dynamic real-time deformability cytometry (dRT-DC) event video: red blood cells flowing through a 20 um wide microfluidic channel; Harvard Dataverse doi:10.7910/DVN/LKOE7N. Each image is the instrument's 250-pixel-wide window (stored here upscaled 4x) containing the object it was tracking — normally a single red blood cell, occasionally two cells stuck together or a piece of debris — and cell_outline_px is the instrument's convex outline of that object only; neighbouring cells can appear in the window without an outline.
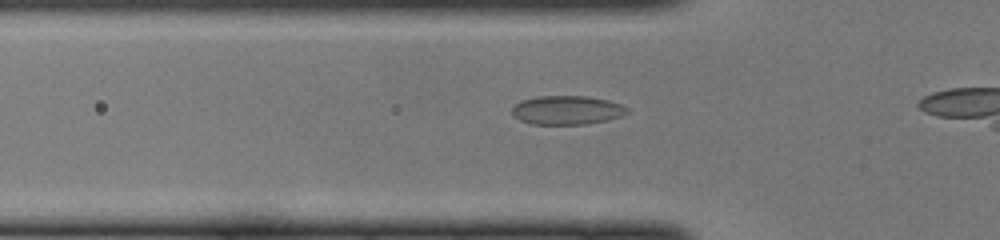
{"species": "common noctule bat (a hibernating species)", "species_latin": "Nyctalus noctula", "temperature_condition": "cold", "stored_images_in_passage": 13, "camera_frame_rate_fps": 3000, "um_per_image_px": 0.085, "animal": {"sex": "female", "body_mass_g": 22.0, "forearm_length_mm": 56.7}, "frame": {"image": 1, "passage_image": 8, "time_ms": 2.333, "image_size_px": [1000, 240], "cell_outline_px": [[628, 112], [620, 116], [608, 120], [588, 124], [532, 124], [520, 120], [512, 116], [512, 108], [520, 100], [536, 96], [588, 96], [608, 100], [620, 104], [628, 108]], "centroid_in_image_um": [48.17, 9.36], "position_along_channel_um": 77.6, "area_um2": 19.48}}
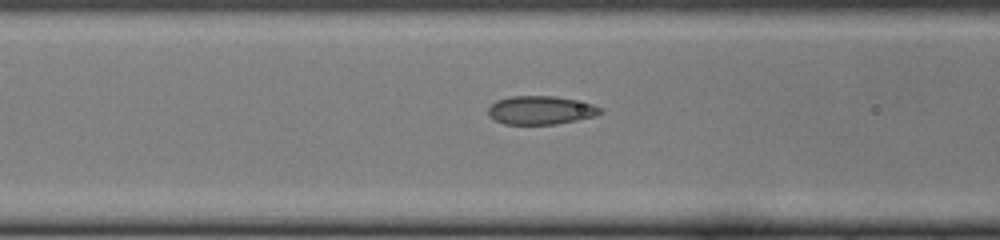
{"frame": {"image": 2, "passage_image": 11, "time_ms": 3.333, "image_size_px": [1000, 240], "cell_outline_px": [[604, 112], [592, 116], [576, 120], [556, 124], [504, 124], [488, 116], [488, 108], [496, 100], [512, 96], [556, 96], [592, 104], [600, 108]], "centroid_in_image_um": [45.92, 9.36], "position_along_channel_um": 120.7, "area_um2": 18.44}}